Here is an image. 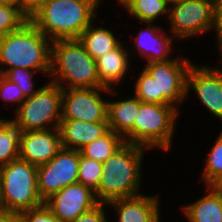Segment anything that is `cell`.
Returning <instances> with one entry per match:
<instances>
[{"label": "cell", "mask_w": 222, "mask_h": 222, "mask_svg": "<svg viewBox=\"0 0 222 222\" xmlns=\"http://www.w3.org/2000/svg\"><path fill=\"white\" fill-rule=\"evenodd\" d=\"M0 5H8L17 9H23L22 0H0Z\"/></svg>", "instance_id": "cell-36"}, {"label": "cell", "mask_w": 222, "mask_h": 222, "mask_svg": "<svg viewBox=\"0 0 222 222\" xmlns=\"http://www.w3.org/2000/svg\"><path fill=\"white\" fill-rule=\"evenodd\" d=\"M51 43L30 21L20 29L0 37V74L23 67L50 74Z\"/></svg>", "instance_id": "cell-3"}, {"label": "cell", "mask_w": 222, "mask_h": 222, "mask_svg": "<svg viewBox=\"0 0 222 222\" xmlns=\"http://www.w3.org/2000/svg\"><path fill=\"white\" fill-rule=\"evenodd\" d=\"M193 63L189 59H169L147 63L145 70L155 80L156 104L173 105L187 96V74Z\"/></svg>", "instance_id": "cell-9"}, {"label": "cell", "mask_w": 222, "mask_h": 222, "mask_svg": "<svg viewBox=\"0 0 222 222\" xmlns=\"http://www.w3.org/2000/svg\"><path fill=\"white\" fill-rule=\"evenodd\" d=\"M169 8L170 30L184 39L215 28V0H174Z\"/></svg>", "instance_id": "cell-8"}, {"label": "cell", "mask_w": 222, "mask_h": 222, "mask_svg": "<svg viewBox=\"0 0 222 222\" xmlns=\"http://www.w3.org/2000/svg\"><path fill=\"white\" fill-rule=\"evenodd\" d=\"M113 90L105 87L62 89L61 119L107 122L108 101L101 98L100 91L115 93Z\"/></svg>", "instance_id": "cell-10"}, {"label": "cell", "mask_w": 222, "mask_h": 222, "mask_svg": "<svg viewBox=\"0 0 222 222\" xmlns=\"http://www.w3.org/2000/svg\"><path fill=\"white\" fill-rule=\"evenodd\" d=\"M44 0H22L23 9L30 15L31 12Z\"/></svg>", "instance_id": "cell-35"}, {"label": "cell", "mask_w": 222, "mask_h": 222, "mask_svg": "<svg viewBox=\"0 0 222 222\" xmlns=\"http://www.w3.org/2000/svg\"><path fill=\"white\" fill-rule=\"evenodd\" d=\"M20 134L11 120H0V166L19 158Z\"/></svg>", "instance_id": "cell-24"}, {"label": "cell", "mask_w": 222, "mask_h": 222, "mask_svg": "<svg viewBox=\"0 0 222 222\" xmlns=\"http://www.w3.org/2000/svg\"><path fill=\"white\" fill-rule=\"evenodd\" d=\"M80 150L61 148L46 164L37 167L38 193L43 201L78 182Z\"/></svg>", "instance_id": "cell-11"}, {"label": "cell", "mask_w": 222, "mask_h": 222, "mask_svg": "<svg viewBox=\"0 0 222 222\" xmlns=\"http://www.w3.org/2000/svg\"><path fill=\"white\" fill-rule=\"evenodd\" d=\"M143 150V146L125 142L103 163L101 180L94 191L99 203L140 195Z\"/></svg>", "instance_id": "cell-2"}, {"label": "cell", "mask_w": 222, "mask_h": 222, "mask_svg": "<svg viewBox=\"0 0 222 222\" xmlns=\"http://www.w3.org/2000/svg\"><path fill=\"white\" fill-rule=\"evenodd\" d=\"M186 88L187 94L190 88L196 91L205 108L222 120V69L192 64L187 74Z\"/></svg>", "instance_id": "cell-13"}, {"label": "cell", "mask_w": 222, "mask_h": 222, "mask_svg": "<svg viewBox=\"0 0 222 222\" xmlns=\"http://www.w3.org/2000/svg\"><path fill=\"white\" fill-rule=\"evenodd\" d=\"M134 92L141 102L156 104L155 80L145 69H143L135 82Z\"/></svg>", "instance_id": "cell-29"}, {"label": "cell", "mask_w": 222, "mask_h": 222, "mask_svg": "<svg viewBox=\"0 0 222 222\" xmlns=\"http://www.w3.org/2000/svg\"><path fill=\"white\" fill-rule=\"evenodd\" d=\"M58 129L61 146L74 150H80L109 130L107 122L92 123L73 119H61Z\"/></svg>", "instance_id": "cell-16"}, {"label": "cell", "mask_w": 222, "mask_h": 222, "mask_svg": "<svg viewBox=\"0 0 222 222\" xmlns=\"http://www.w3.org/2000/svg\"><path fill=\"white\" fill-rule=\"evenodd\" d=\"M103 163L85 158L80 153L78 166V182L95 191L102 176Z\"/></svg>", "instance_id": "cell-26"}, {"label": "cell", "mask_w": 222, "mask_h": 222, "mask_svg": "<svg viewBox=\"0 0 222 222\" xmlns=\"http://www.w3.org/2000/svg\"><path fill=\"white\" fill-rule=\"evenodd\" d=\"M106 203H99L93 209L79 215L75 220L70 222H107L106 212L103 209Z\"/></svg>", "instance_id": "cell-32"}, {"label": "cell", "mask_w": 222, "mask_h": 222, "mask_svg": "<svg viewBox=\"0 0 222 222\" xmlns=\"http://www.w3.org/2000/svg\"><path fill=\"white\" fill-rule=\"evenodd\" d=\"M0 96L5 101H16L23 103L26 97L16 83L8 80L3 74H0Z\"/></svg>", "instance_id": "cell-31"}, {"label": "cell", "mask_w": 222, "mask_h": 222, "mask_svg": "<svg viewBox=\"0 0 222 222\" xmlns=\"http://www.w3.org/2000/svg\"><path fill=\"white\" fill-rule=\"evenodd\" d=\"M29 17L24 9L0 5V37L20 29Z\"/></svg>", "instance_id": "cell-25"}, {"label": "cell", "mask_w": 222, "mask_h": 222, "mask_svg": "<svg viewBox=\"0 0 222 222\" xmlns=\"http://www.w3.org/2000/svg\"><path fill=\"white\" fill-rule=\"evenodd\" d=\"M61 98L62 88L49 82L24 100L16 110L17 116L11 121L20 131L58 128L61 120ZM48 123L54 125L49 127Z\"/></svg>", "instance_id": "cell-7"}, {"label": "cell", "mask_w": 222, "mask_h": 222, "mask_svg": "<svg viewBox=\"0 0 222 222\" xmlns=\"http://www.w3.org/2000/svg\"><path fill=\"white\" fill-rule=\"evenodd\" d=\"M120 43L115 49L96 59L97 74L101 84L108 89L119 83L128 72V52ZM114 83V84H113Z\"/></svg>", "instance_id": "cell-19"}, {"label": "cell", "mask_w": 222, "mask_h": 222, "mask_svg": "<svg viewBox=\"0 0 222 222\" xmlns=\"http://www.w3.org/2000/svg\"><path fill=\"white\" fill-rule=\"evenodd\" d=\"M178 114V108L173 105L140 101V110L133 125V144L169 150Z\"/></svg>", "instance_id": "cell-6"}, {"label": "cell", "mask_w": 222, "mask_h": 222, "mask_svg": "<svg viewBox=\"0 0 222 222\" xmlns=\"http://www.w3.org/2000/svg\"><path fill=\"white\" fill-rule=\"evenodd\" d=\"M0 222H18V213L0 208Z\"/></svg>", "instance_id": "cell-34"}, {"label": "cell", "mask_w": 222, "mask_h": 222, "mask_svg": "<svg viewBox=\"0 0 222 222\" xmlns=\"http://www.w3.org/2000/svg\"><path fill=\"white\" fill-rule=\"evenodd\" d=\"M131 16L144 23H153L158 16L169 12V0H118Z\"/></svg>", "instance_id": "cell-23"}, {"label": "cell", "mask_w": 222, "mask_h": 222, "mask_svg": "<svg viewBox=\"0 0 222 222\" xmlns=\"http://www.w3.org/2000/svg\"><path fill=\"white\" fill-rule=\"evenodd\" d=\"M52 83L64 88L104 87L97 74L96 60L78 39L51 43L50 75ZM67 82V86L64 83ZM63 84V85H62Z\"/></svg>", "instance_id": "cell-4"}, {"label": "cell", "mask_w": 222, "mask_h": 222, "mask_svg": "<svg viewBox=\"0 0 222 222\" xmlns=\"http://www.w3.org/2000/svg\"><path fill=\"white\" fill-rule=\"evenodd\" d=\"M99 3L101 0H44L31 12L29 21L52 42L78 39L97 16Z\"/></svg>", "instance_id": "cell-1"}, {"label": "cell", "mask_w": 222, "mask_h": 222, "mask_svg": "<svg viewBox=\"0 0 222 222\" xmlns=\"http://www.w3.org/2000/svg\"><path fill=\"white\" fill-rule=\"evenodd\" d=\"M32 71L35 72L36 70L18 67L15 69L8 70L4 74V76L11 82L16 83L19 86V88L22 90L24 96L27 98L31 97L41 89V88L37 90L33 89L35 83L32 81L33 80Z\"/></svg>", "instance_id": "cell-28"}, {"label": "cell", "mask_w": 222, "mask_h": 222, "mask_svg": "<svg viewBox=\"0 0 222 222\" xmlns=\"http://www.w3.org/2000/svg\"><path fill=\"white\" fill-rule=\"evenodd\" d=\"M44 203L63 222L75 220L99 204L95 192L79 182L64 187Z\"/></svg>", "instance_id": "cell-12"}, {"label": "cell", "mask_w": 222, "mask_h": 222, "mask_svg": "<svg viewBox=\"0 0 222 222\" xmlns=\"http://www.w3.org/2000/svg\"><path fill=\"white\" fill-rule=\"evenodd\" d=\"M146 25L145 30L139 32L134 38L139 53L148 60V63L169 60L172 36L169 37L164 32L160 33V28L151 23H146Z\"/></svg>", "instance_id": "cell-18"}, {"label": "cell", "mask_w": 222, "mask_h": 222, "mask_svg": "<svg viewBox=\"0 0 222 222\" xmlns=\"http://www.w3.org/2000/svg\"><path fill=\"white\" fill-rule=\"evenodd\" d=\"M93 25L91 23L78 37V40L91 57L96 60L115 49L121 42L115 38L110 30L101 27L95 28Z\"/></svg>", "instance_id": "cell-21"}, {"label": "cell", "mask_w": 222, "mask_h": 222, "mask_svg": "<svg viewBox=\"0 0 222 222\" xmlns=\"http://www.w3.org/2000/svg\"><path fill=\"white\" fill-rule=\"evenodd\" d=\"M124 143L121 136L109 129L104 135L81 148L80 153L85 158L104 163Z\"/></svg>", "instance_id": "cell-22"}, {"label": "cell", "mask_w": 222, "mask_h": 222, "mask_svg": "<svg viewBox=\"0 0 222 222\" xmlns=\"http://www.w3.org/2000/svg\"><path fill=\"white\" fill-rule=\"evenodd\" d=\"M158 195H137L112 200L111 205L118 213V222H160Z\"/></svg>", "instance_id": "cell-15"}, {"label": "cell", "mask_w": 222, "mask_h": 222, "mask_svg": "<svg viewBox=\"0 0 222 222\" xmlns=\"http://www.w3.org/2000/svg\"><path fill=\"white\" fill-rule=\"evenodd\" d=\"M18 222H63L52 211L42 204L39 207L25 210L18 214Z\"/></svg>", "instance_id": "cell-30"}, {"label": "cell", "mask_w": 222, "mask_h": 222, "mask_svg": "<svg viewBox=\"0 0 222 222\" xmlns=\"http://www.w3.org/2000/svg\"><path fill=\"white\" fill-rule=\"evenodd\" d=\"M215 31L217 32L218 45L222 53V0H215ZM222 55V54H221Z\"/></svg>", "instance_id": "cell-33"}, {"label": "cell", "mask_w": 222, "mask_h": 222, "mask_svg": "<svg viewBox=\"0 0 222 222\" xmlns=\"http://www.w3.org/2000/svg\"><path fill=\"white\" fill-rule=\"evenodd\" d=\"M140 110V100L134 96L123 101H108V128L133 144V125Z\"/></svg>", "instance_id": "cell-17"}, {"label": "cell", "mask_w": 222, "mask_h": 222, "mask_svg": "<svg viewBox=\"0 0 222 222\" xmlns=\"http://www.w3.org/2000/svg\"><path fill=\"white\" fill-rule=\"evenodd\" d=\"M208 154L203 178L211 186L222 176V132Z\"/></svg>", "instance_id": "cell-27"}, {"label": "cell", "mask_w": 222, "mask_h": 222, "mask_svg": "<svg viewBox=\"0 0 222 222\" xmlns=\"http://www.w3.org/2000/svg\"><path fill=\"white\" fill-rule=\"evenodd\" d=\"M42 204L37 166L20 158L0 166V208L19 214Z\"/></svg>", "instance_id": "cell-5"}, {"label": "cell", "mask_w": 222, "mask_h": 222, "mask_svg": "<svg viewBox=\"0 0 222 222\" xmlns=\"http://www.w3.org/2000/svg\"><path fill=\"white\" fill-rule=\"evenodd\" d=\"M61 148L58 128L21 131L19 158L34 166L49 162Z\"/></svg>", "instance_id": "cell-14"}, {"label": "cell", "mask_w": 222, "mask_h": 222, "mask_svg": "<svg viewBox=\"0 0 222 222\" xmlns=\"http://www.w3.org/2000/svg\"><path fill=\"white\" fill-rule=\"evenodd\" d=\"M207 187V195L182 208L189 222H222V190Z\"/></svg>", "instance_id": "cell-20"}, {"label": "cell", "mask_w": 222, "mask_h": 222, "mask_svg": "<svg viewBox=\"0 0 222 222\" xmlns=\"http://www.w3.org/2000/svg\"><path fill=\"white\" fill-rule=\"evenodd\" d=\"M212 186L216 189L222 190V176Z\"/></svg>", "instance_id": "cell-37"}]
</instances>
